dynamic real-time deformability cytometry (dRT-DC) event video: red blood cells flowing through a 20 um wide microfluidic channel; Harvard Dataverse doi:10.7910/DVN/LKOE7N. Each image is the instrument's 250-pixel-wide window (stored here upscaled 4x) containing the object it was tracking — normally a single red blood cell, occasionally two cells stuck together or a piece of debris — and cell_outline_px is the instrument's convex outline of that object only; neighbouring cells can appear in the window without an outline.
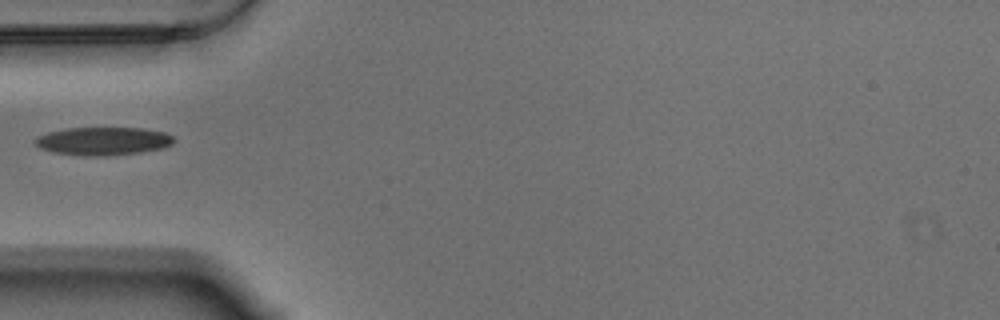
{"species": "Egyptian fruit bat (a non-hibernating species)", "species_latin": "Rousettus aegyptiacus", "temperature_condition": "warm", "stored_images_in_passage": 24, "camera_frame_rate_fps": 3000, "um_per_image_px": 0.085, "animal": {"sex": "male"}, "frame": {"image": 1, "passage_image": 1, "time_ms": 0.0, "image_size_px": [1000, 320], "cell_outline_px": [[176, 140], [172, 144], [164, 148], [140, 152], [100, 156], [84, 156], [52, 152], [40, 148], [32, 140], [36, 136], [48, 132], [64, 128], [140, 128], [164, 132], [172, 136]], "centroid_in_image_um": [8.73, 11.99], "position_along_channel_um": 76.3, "area_um2": 22.83}}
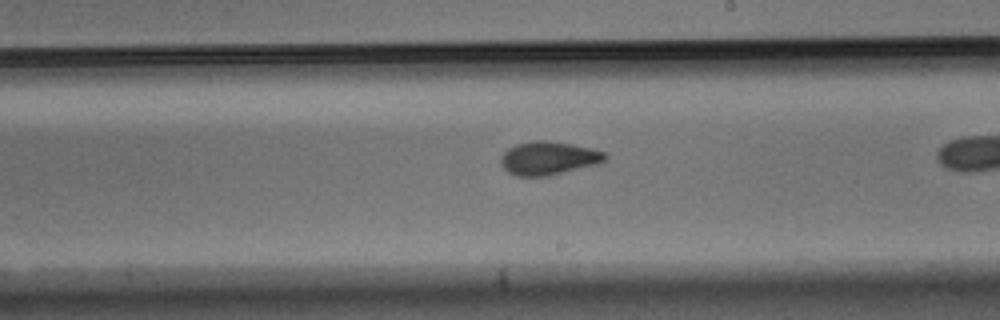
{"frame": {"image": 2, "passage_image": 12, "time_ms": 3.667, "image_size_px": [1000, 320], "cell_outline_px": [[608, 160], [600, 164], [548, 176], [516, 176], [508, 172], [500, 164], [500, 156], [508, 148], [516, 144], [532, 140], [548, 140], [572, 144], [592, 148], [604, 152], [608, 156]], "centroid_in_image_um": [46.65, 13.44], "position_along_channel_um": 242.4, "area_um2": 20.69}}
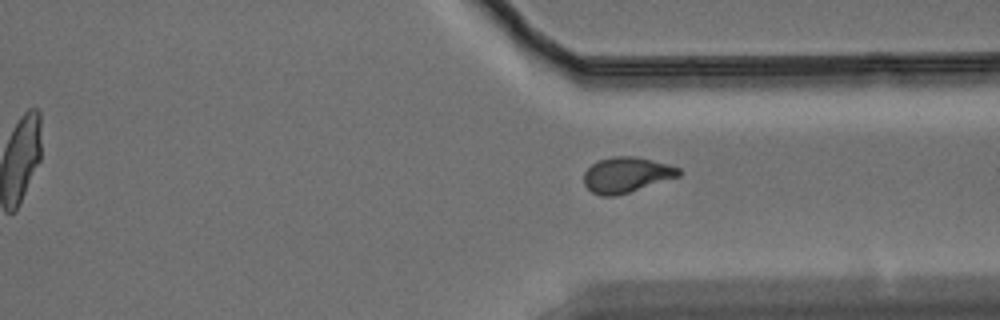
{"frame": {"image": 3, "passage_image": 22, "time_ms": 7.0, "image_size_px": [1000, 320], "cell_outline_px": [[680, 176], [616, 196], [600, 196], [592, 192], [584, 184], [584, 172], [596, 160], [612, 156], [636, 156], [668, 164], [680, 168]], "centroid_in_image_um": [53.23, 14.85], "position_along_channel_um": 358.2, "area_um2": 19.65}}